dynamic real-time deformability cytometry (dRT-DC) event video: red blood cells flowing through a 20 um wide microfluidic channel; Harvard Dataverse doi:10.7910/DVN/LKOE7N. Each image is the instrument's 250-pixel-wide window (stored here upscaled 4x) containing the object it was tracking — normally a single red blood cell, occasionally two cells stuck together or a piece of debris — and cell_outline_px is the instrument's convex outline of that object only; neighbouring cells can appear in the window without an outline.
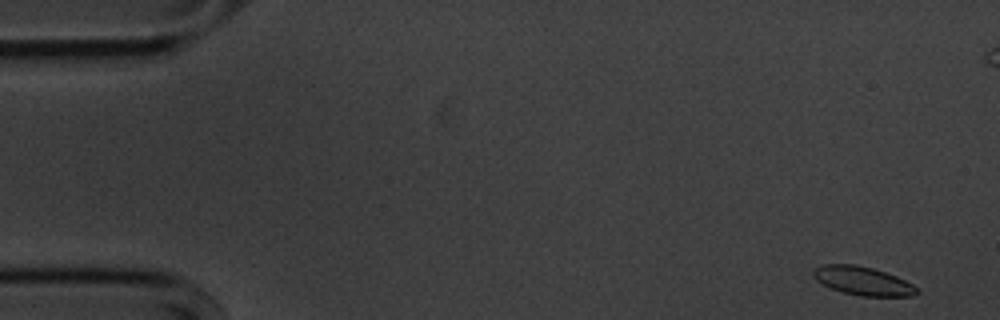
{"species": "common noctule bat (a hibernating species)", "species_latin": "Nyctalus noctula", "temperature_condition": "cold", "stored_images_in_passage": 55, "camera_frame_rate_fps": 3000, "um_per_image_px": 0.085, "animal": {"sex": "male", "body_mass_g": 20.1, "forearm_length_mm": 53.5}, "frame": {"image": 1, "passage_image": 1, "time_ms": 0.0, "image_size_px": [1000, 320], "cell_outline_px": [[920, 292], [912, 296], [860, 296], [844, 292], [832, 288], [816, 280], [812, 276], [812, 268], [824, 264], [856, 264], [872, 268], [896, 276], [920, 288]], "centroid_in_image_um": [73.34, 23.87], "position_along_channel_um": 11.7, "area_um2": 17.28}}
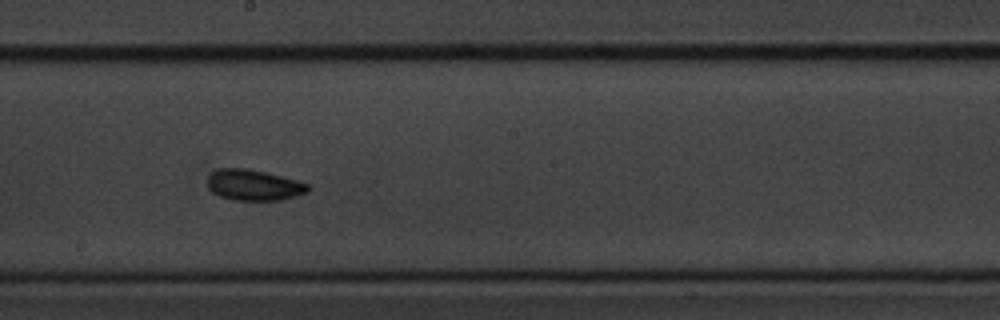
{"frame": {"image": 2, "passage_image": 29, "time_ms": 9.333, "image_size_px": [1000, 320], "cell_outline_px": [[308, 192], [296, 196], [280, 200], [232, 200], [220, 196], [212, 192], [208, 188], [208, 176], [212, 172], [220, 168], [248, 168], [296, 180], [308, 184]], "centroid_in_image_um": [21.54, 15.73], "position_along_channel_um": 226.7, "area_um2": 17.98}}
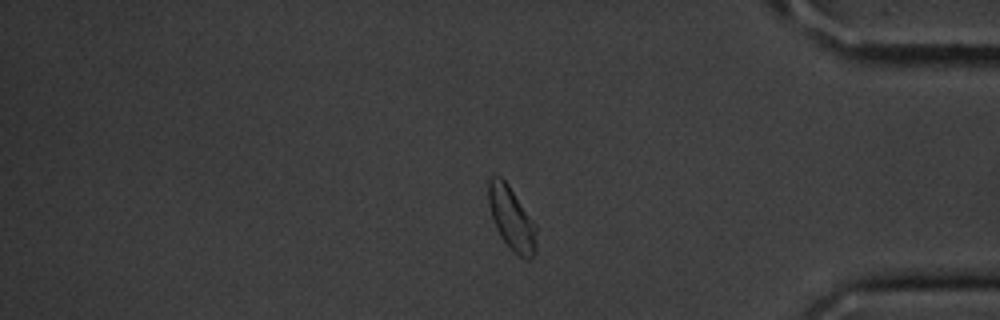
{"frame": {"image": 3, "passage_image": 45, "time_ms": 14.667, "image_size_px": [1000, 320], "cell_outline_px": [[536, 252], [528, 260], [512, 252], [500, 236], [496, 228], [488, 204], [488, 180], [492, 176], [500, 176], [508, 184], [536, 224]], "centroid_in_image_um": [43.49, 18.58], "position_along_channel_um": 391.7, "area_um2": 17.74}, "authors_computed_cell_mechanics": {"area_um2": 17.6868, "velocity_mm_per_s": 3.5613, "shape_relaxation_time_tau1_ms": 1.953, "shape_relaxation_time_tau2_ms": 4.415, "deformation_change_tau1": 0.0867, "deformation_change_tau2": 0.0789}}